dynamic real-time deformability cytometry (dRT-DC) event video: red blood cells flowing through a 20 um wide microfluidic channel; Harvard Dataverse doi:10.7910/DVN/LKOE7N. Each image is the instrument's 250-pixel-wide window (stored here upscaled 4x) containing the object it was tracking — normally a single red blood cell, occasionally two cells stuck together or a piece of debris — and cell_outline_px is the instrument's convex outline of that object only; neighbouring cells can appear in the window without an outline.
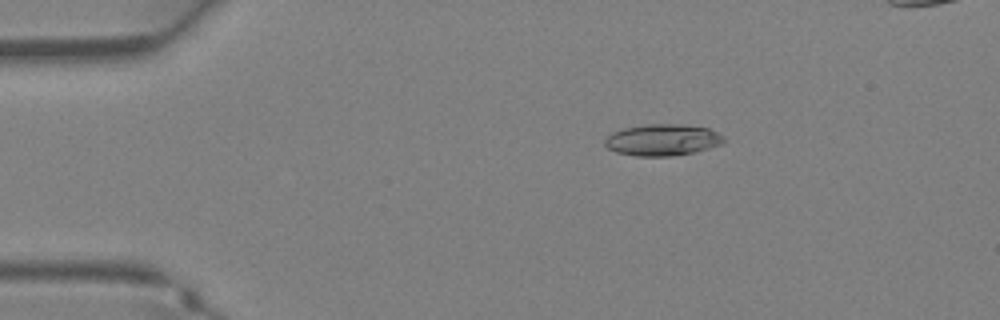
{"species": "Egyptian fruit bat (a non-hibernating species)", "species_latin": "Rousettus aegyptiacus", "temperature_condition": "warm", "stored_images_in_passage": 35, "camera_frame_rate_fps": 3000, "um_per_image_px": 0.085, "animal": {"sex": "female"}, "frame": {"image": 1, "passage_image": 5, "time_ms": 1.333, "image_size_px": [1000, 320], "cell_outline_px": [[724, 140], [720, 144], [696, 152], [672, 156], [636, 156], [616, 152], [608, 148], [604, 144], [604, 140], [612, 132], [624, 128], [648, 124], [680, 124], [708, 128], [724, 136]], "centroid_in_image_um": [56.29, 11.89], "position_along_channel_um": 28.7, "area_um2": 21.79}}
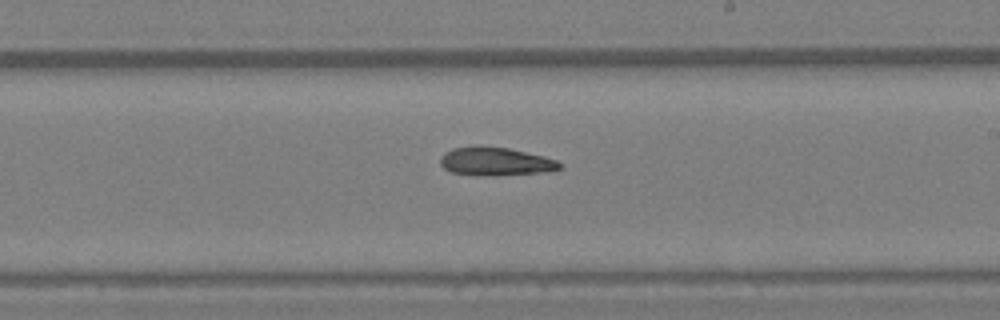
{"frame": {"image": 2, "passage_image": 20, "time_ms": 6.333, "image_size_px": [1000, 320], "cell_outline_px": [[564, 164], [560, 168], [544, 172], [452, 172], [444, 168], [440, 164], [440, 156], [452, 148], [472, 144], [508, 148], [544, 156], [556, 160]], "centroid_in_image_um": [42.09, 13.62], "position_along_channel_um": 246.9, "area_um2": 18.55}}
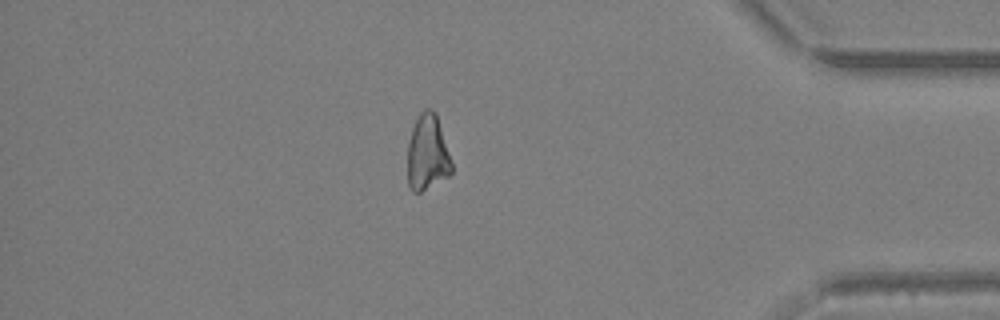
{"frame": {"image": 3, "passage_image": 30, "time_ms": 9.667, "image_size_px": [1000, 320], "cell_outline_px": [[452, 172], [448, 176], [420, 192], [412, 192], [408, 184], [408, 144], [412, 128], [420, 112], [424, 108], [432, 108], [436, 112], [452, 164]], "centroid_in_image_um": [36.32, 12.97], "position_along_channel_um": 398.9, "area_um2": 19.36}}